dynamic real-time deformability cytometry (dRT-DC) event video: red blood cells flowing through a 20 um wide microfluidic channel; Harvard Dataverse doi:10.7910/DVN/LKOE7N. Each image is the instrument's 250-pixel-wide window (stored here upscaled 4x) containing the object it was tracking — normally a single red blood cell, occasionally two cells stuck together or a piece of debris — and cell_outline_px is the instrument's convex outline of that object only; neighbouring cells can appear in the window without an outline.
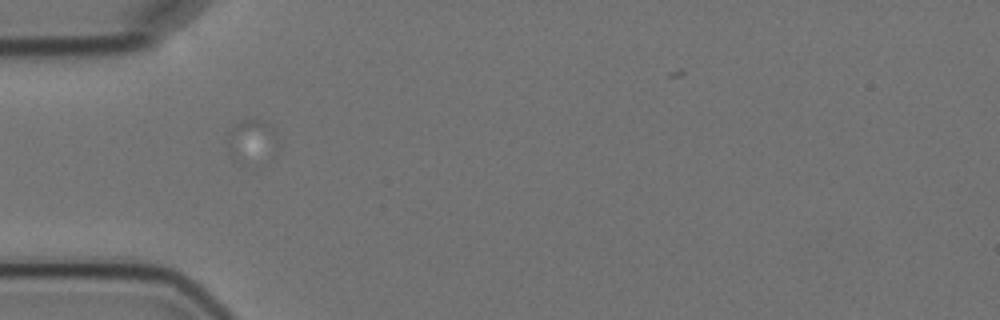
{"species": "Egyptian fruit bat (a non-hibernating species)", "species_latin": "Rousettus aegyptiacus", "temperature_condition": "cold", "stored_images_in_passage": 1, "camera_frame_rate_fps": 3000, "um_per_image_px": 0.085, "animal": {"sex": "female"}, "frame": {"image": 1, "passage_image": 1, "time_ms": 0.0, "image_size_px": [1000, 320], "cell_outline_px": [[280, 144], [276, 148], [232, 160], [228, 152], [228, 132], [232, 124], [240, 120], [260, 120], [268, 124], [272, 128]], "centroid_in_image_um": [21.3, 11.77], "position_along_channel_um": 63.7, "area_um2": 11.04}}